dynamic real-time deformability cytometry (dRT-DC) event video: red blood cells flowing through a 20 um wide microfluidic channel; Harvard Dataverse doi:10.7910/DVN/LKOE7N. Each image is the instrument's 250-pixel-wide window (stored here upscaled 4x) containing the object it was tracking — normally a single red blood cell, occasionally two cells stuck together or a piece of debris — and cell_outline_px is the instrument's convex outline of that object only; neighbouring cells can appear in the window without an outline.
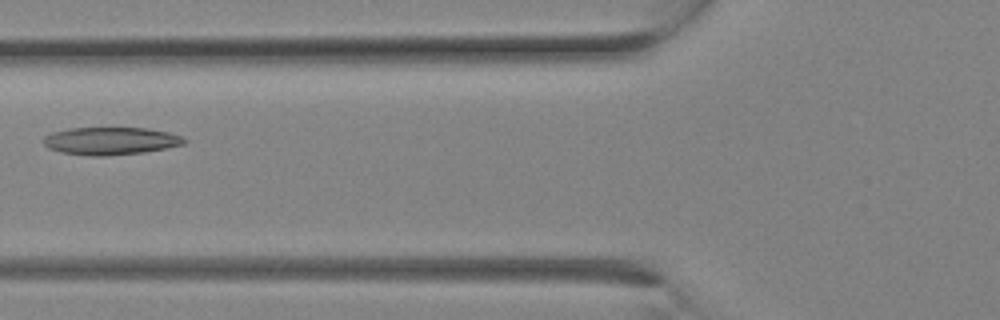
{"species": "Egyptian fruit bat (a non-hibernating species)", "species_latin": "Rousettus aegyptiacus", "temperature_condition": "room temperature", "stored_images_in_passage": 12, "camera_frame_rate_fps": 3000, "um_per_image_px": 0.085, "animal": {"sex": "female"}, "frame": {"image": 1, "passage_image": 3, "time_ms": 0.667, "image_size_px": [1000, 320], "cell_outline_px": [[188, 140], [184, 144], [144, 152], [108, 156], [92, 156], [60, 152], [48, 148], [44, 144], [44, 136], [52, 132], [68, 128], [148, 128], [168, 132], [180, 136]], "centroid_in_image_um": [9.38, 11.98], "position_along_channel_um": 116.4, "area_um2": 22.66}}
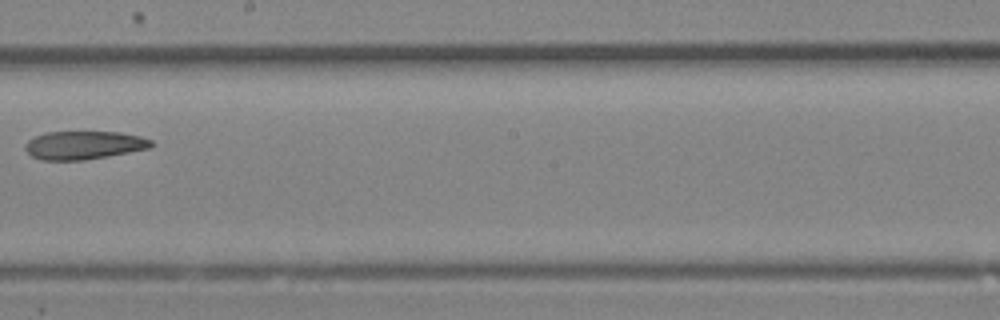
{"frame": {"image": 2, "passage_image": 8, "time_ms": 2.333, "image_size_px": [1000, 320], "cell_outline_px": [[156, 144], [152, 148], [108, 156], [84, 160], [40, 160], [32, 156], [28, 152], [28, 140], [36, 136], [48, 132], [120, 132], [140, 136], [152, 140]], "centroid_in_image_um": [7.23, 12.34], "position_along_channel_um": 241.0, "area_um2": 20.69}}
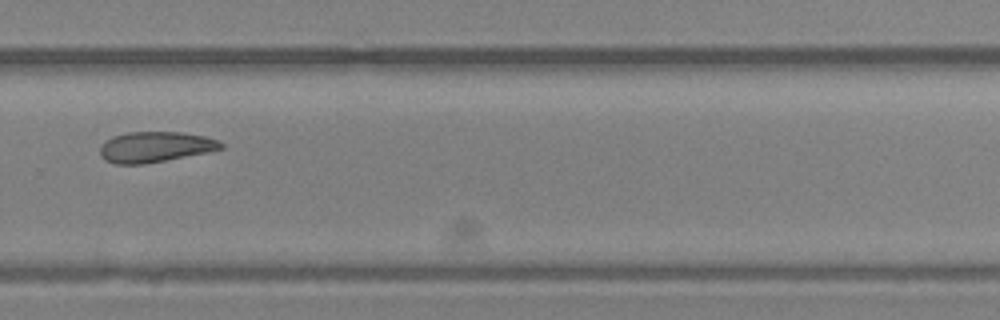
{"frame": {"image": 3, "passage_image": 11, "time_ms": 3.333, "image_size_px": [1000, 320], "cell_outline_px": [[224, 148], [144, 164], [116, 164], [104, 160], [100, 156], [100, 144], [104, 140], [112, 136], [128, 132], [180, 132], [204, 136], [216, 140], [224, 144]], "centroid_in_image_um": [13.1, 12.48], "position_along_channel_um": 316.7, "area_um2": 21.39}}